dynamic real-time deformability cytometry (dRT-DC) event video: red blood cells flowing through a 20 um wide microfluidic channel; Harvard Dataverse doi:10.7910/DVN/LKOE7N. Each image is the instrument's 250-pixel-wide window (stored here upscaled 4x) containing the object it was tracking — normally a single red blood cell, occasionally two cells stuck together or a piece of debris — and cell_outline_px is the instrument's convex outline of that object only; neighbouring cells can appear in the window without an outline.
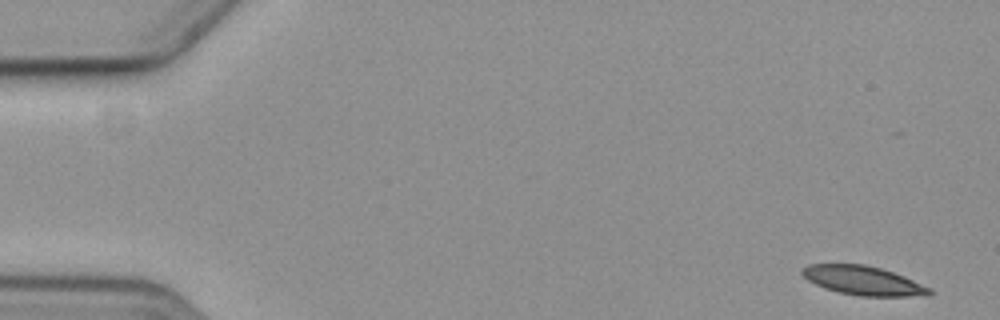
{"species": "common noctule bat (a hibernating species)", "species_latin": "Nyctalus noctula", "temperature_condition": "cold", "stored_images_in_passage": 4, "camera_frame_rate_fps": 3000, "um_per_image_px": 0.085, "animal": {"sex": "female", "body_mass_g": 19.3, "forearm_length_mm": 54.1}, "frame": {"image": 1, "passage_image": 1, "time_ms": 0.0, "image_size_px": [1000, 320], "cell_outline_px": [[932, 296], [860, 296], [840, 292], [824, 288], [808, 280], [800, 272], [800, 268], [808, 264], [864, 264], [880, 268], [904, 276], [932, 288]], "centroid_in_image_um": [73.39, 23.85], "position_along_channel_um": 11.6, "area_um2": 21.62}}
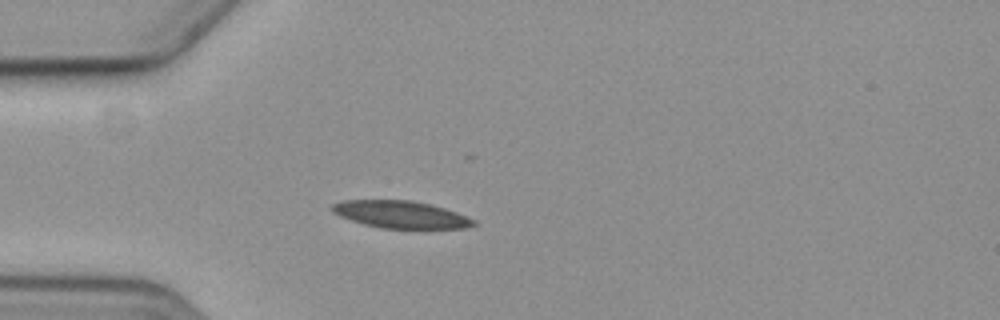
{"frame": {"image": 2, "passage_image": 4, "time_ms": 4.667, "image_size_px": [1000, 320], "cell_outline_px": [[480, 224], [464, 228], [420, 232], [380, 228], [364, 224], [340, 216], [332, 212], [328, 208], [332, 204], [340, 200], [412, 200], [432, 204], [456, 212], [476, 220]], "centroid_in_image_um": [34.15, 18.29], "position_along_channel_um": 50.9, "area_um2": 23.87}}